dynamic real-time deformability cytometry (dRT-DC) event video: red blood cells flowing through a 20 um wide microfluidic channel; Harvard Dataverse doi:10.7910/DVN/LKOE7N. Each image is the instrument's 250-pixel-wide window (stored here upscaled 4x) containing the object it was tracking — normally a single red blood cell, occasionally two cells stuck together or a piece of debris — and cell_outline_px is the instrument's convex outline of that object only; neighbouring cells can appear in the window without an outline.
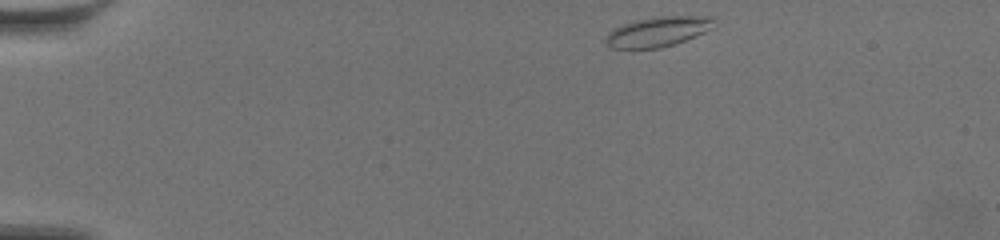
{"species": "common noctule bat (a hibernating species)", "species_latin": "Nyctalus noctula", "temperature_condition": "warm", "stored_images_in_passage": 50, "camera_frame_rate_fps": 3000, "um_per_image_px": 0.085, "animal": {"sex": "female", "body_mass_g": 19.5, "forearm_length_mm": 54.1}, "frame": {"image": 1, "passage_image": 1, "time_ms": 0.0, "image_size_px": [1000, 240], "cell_outline_px": [[712, 28], [704, 32], [684, 40], [660, 48], [612, 48], [604, 44], [604, 36], [612, 28], [636, 20], [664, 16], [708, 16], [712, 20]], "centroid_in_image_um": [55.82, 2.7], "position_along_channel_um": 29.2, "area_um2": 18.61}}
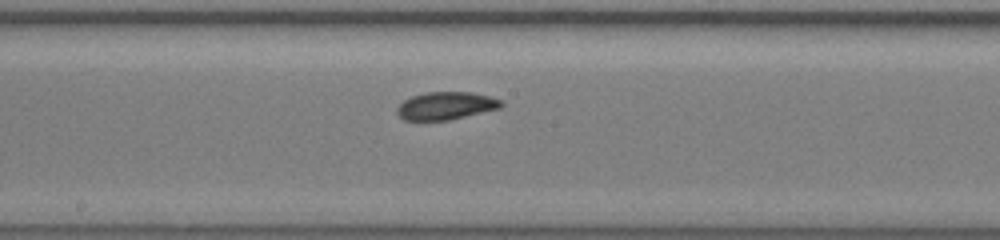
{"frame": {"image": 2, "passage_image": 24, "time_ms": 7.667, "image_size_px": [1000, 240], "cell_outline_px": [[504, 104], [500, 108], [448, 120], [404, 120], [396, 112], [396, 108], [404, 100], [412, 96], [428, 92], [472, 92], [504, 100]], "centroid_in_image_um": [37.92, 8.98], "position_along_channel_um": 210.3, "area_um2": 16.76}}
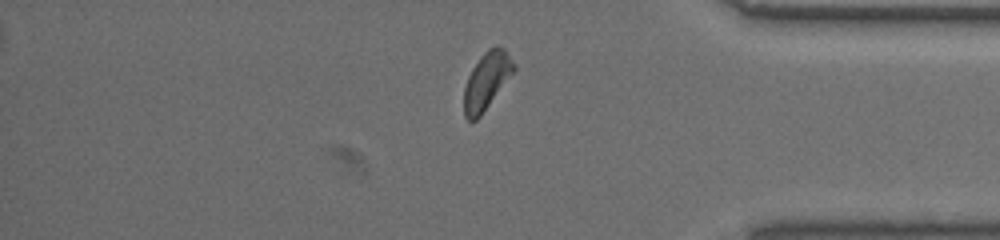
{"frame": {"image": 3, "passage_image": 41, "time_ms": 13.333, "image_size_px": [1000, 240], "cell_outline_px": [[516, 68], [480, 116], [476, 120], [468, 120], [464, 116], [464, 88], [468, 76], [472, 68], [480, 56], [488, 48], [496, 44], [504, 48], [512, 60]], "centroid_in_image_um": [41.34, 6.84], "position_along_channel_um": 393.9, "area_um2": 16.36}, "authors_computed_cell_mechanics": {"area_um2": 16.762, "velocity_mm_per_s": 3.5272, "shape_relaxation_time_tau1_ms": 8.5848, "shape_relaxation_time_tau2_ms": 10.8321, "deformation_change_tau1": 0.1746, "deformation_change_tau2": 0.1685}}